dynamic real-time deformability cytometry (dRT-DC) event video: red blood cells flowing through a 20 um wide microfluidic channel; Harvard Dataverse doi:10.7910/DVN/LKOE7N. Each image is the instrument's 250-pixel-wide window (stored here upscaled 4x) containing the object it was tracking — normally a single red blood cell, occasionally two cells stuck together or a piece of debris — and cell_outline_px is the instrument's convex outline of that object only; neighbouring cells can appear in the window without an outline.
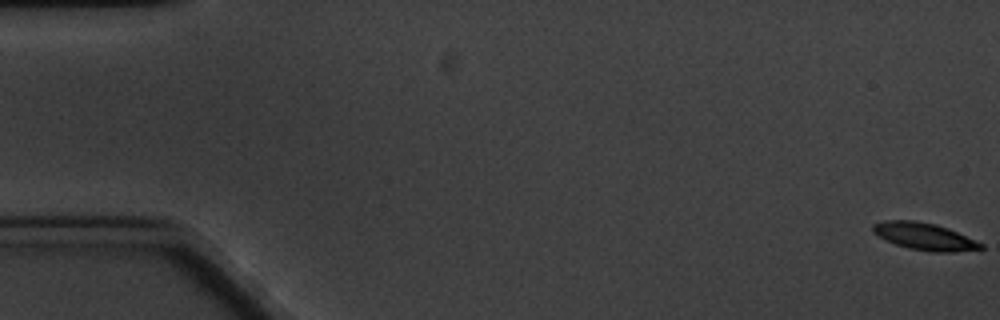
{"species": "common noctule bat (a hibernating species)", "species_latin": "Nyctalus noctula", "temperature_condition": "cold", "stored_images_in_passage": 6, "camera_frame_rate_fps": 3000, "um_per_image_px": 0.085, "animal": {"sex": "male", "body_mass_g": 20.1, "forearm_length_mm": 53.5}, "frame": {"image": 1, "passage_image": 1, "time_ms": 0.0, "image_size_px": [1000, 320], "cell_outline_px": [[984, 248], [952, 252], [932, 252], [908, 248], [896, 244], [872, 232], [872, 224], [884, 220], [916, 220], [936, 224], [948, 228], [984, 244]], "centroid_in_image_um": [78.57, 20.08], "position_along_channel_um": 6.4, "area_um2": 16.99}}